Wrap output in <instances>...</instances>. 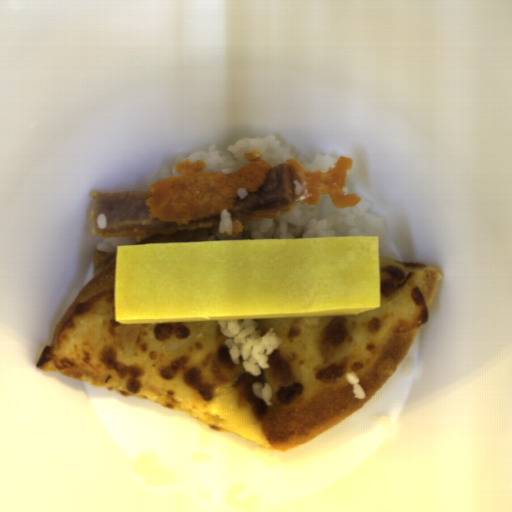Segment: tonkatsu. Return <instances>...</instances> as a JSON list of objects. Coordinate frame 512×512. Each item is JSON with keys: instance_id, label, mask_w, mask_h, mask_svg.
Wrapping results in <instances>:
<instances>
[{"instance_id": "tonkatsu-1", "label": "tonkatsu", "mask_w": 512, "mask_h": 512, "mask_svg": "<svg viewBox=\"0 0 512 512\" xmlns=\"http://www.w3.org/2000/svg\"><path fill=\"white\" fill-rule=\"evenodd\" d=\"M244 157L248 164L232 173L211 172L206 161L189 158L174 165L178 175L154 182L146 191H95L91 231L139 242L149 234L214 228L226 210L232 233L241 235L246 222L286 216L300 204L318 206L322 195H330L341 210L361 202L359 195L344 192L352 158L339 157L327 171H307L295 158L272 166L257 150Z\"/></svg>"}]
</instances>
